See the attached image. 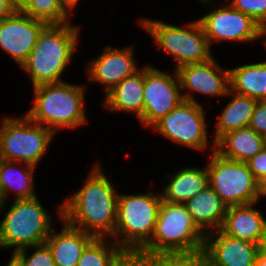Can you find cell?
<instances>
[{"instance_id": "obj_1", "label": "cell", "mask_w": 266, "mask_h": 266, "mask_svg": "<svg viewBox=\"0 0 266 266\" xmlns=\"http://www.w3.org/2000/svg\"><path fill=\"white\" fill-rule=\"evenodd\" d=\"M119 189L95 162L79 190L62 201V218L95 238L114 234Z\"/></svg>"}, {"instance_id": "obj_2", "label": "cell", "mask_w": 266, "mask_h": 266, "mask_svg": "<svg viewBox=\"0 0 266 266\" xmlns=\"http://www.w3.org/2000/svg\"><path fill=\"white\" fill-rule=\"evenodd\" d=\"M73 24H48L39 34L31 54L21 66L32 88L65 81L63 74L72 63L81 38V25Z\"/></svg>"}, {"instance_id": "obj_3", "label": "cell", "mask_w": 266, "mask_h": 266, "mask_svg": "<svg viewBox=\"0 0 266 266\" xmlns=\"http://www.w3.org/2000/svg\"><path fill=\"white\" fill-rule=\"evenodd\" d=\"M205 236L184 203L162 200L151 240L134 257L199 256Z\"/></svg>"}, {"instance_id": "obj_4", "label": "cell", "mask_w": 266, "mask_h": 266, "mask_svg": "<svg viewBox=\"0 0 266 266\" xmlns=\"http://www.w3.org/2000/svg\"><path fill=\"white\" fill-rule=\"evenodd\" d=\"M86 85L62 81L32 88L33 103L25 113L32 121L52 130L88 125L85 108ZM81 126V127H80Z\"/></svg>"}, {"instance_id": "obj_5", "label": "cell", "mask_w": 266, "mask_h": 266, "mask_svg": "<svg viewBox=\"0 0 266 266\" xmlns=\"http://www.w3.org/2000/svg\"><path fill=\"white\" fill-rule=\"evenodd\" d=\"M161 202L160 191L149 189L146 193L135 194L119 191L112 240L130 257L151 240Z\"/></svg>"}, {"instance_id": "obj_6", "label": "cell", "mask_w": 266, "mask_h": 266, "mask_svg": "<svg viewBox=\"0 0 266 266\" xmlns=\"http://www.w3.org/2000/svg\"><path fill=\"white\" fill-rule=\"evenodd\" d=\"M11 203L7 209L8 204L5 202L2 209L6 213L0 221V250L11 248L12 254L24 248L44 244L54 227L55 216L44 208L39 196L14 200Z\"/></svg>"}, {"instance_id": "obj_7", "label": "cell", "mask_w": 266, "mask_h": 266, "mask_svg": "<svg viewBox=\"0 0 266 266\" xmlns=\"http://www.w3.org/2000/svg\"><path fill=\"white\" fill-rule=\"evenodd\" d=\"M137 23L153 38L157 50H164L173 58L175 70L187 64L204 63L214 57L198 18L188 21L183 27L147 17L139 18Z\"/></svg>"}, {"instance_id": "obj_8", "label": "cell", "mask_w": 266, "mask_h": 266, "mask_svg": "<svg viewBox=\"0 0 266 266\" xmlns=\"http://www.w3.org/2000/svg\"><path fill=\"white\" fill-rule=\"evenodd\" d=\"M0 159L38 167L53 137L50 129L35 123L25 113L17 117L2 116L0 122Z\"/></svg>"}, {"instance_id": "obj_9", "label": "cell", "mask_w": 266, "mask_h": 266, "mask_svg": "<svg viewBox=\"0 0 266 266\" xmlns=\"http://www.w3.org/2000/svg\"><path fill=\"white\" fill-rule=\"evenodd\" d=\"M206 167L209 185L229 206L259 202L260 183L255 179L247 163L223 158L219 153H209Z\"/></svg>"}, {"instance_id": "obj_10", "label": "cell", "mask_w": 266, "mask_h": 266, "mask_svg": "<svg viewBox=\"0 0 266 266\" xmlns=\"http://www.w3.org/2000/svg\"><path fill=\"white\" fill-rule=\"evenodd\" d=\"M206 112L202 103L183 100L171 112L157 121L150 129L160 134L168 141L205 152L209 148L215 151V142L209 139ZM212 141V142H210Z\"/></svg>"}, {"instance_id": "obj_11", "label": "cell", "mask_w": 266, "mask_h": 266, "mask_svg": "<svg viewBox=\"0 0 266 266\" xmlns=\"http://www.w3.org/2000/svg\"><path fill=\"white\" fill-rule=\"evenodd\" d=\"M198 1L208 9V13L206 11V14H203L198 20L211 48L213 43H220V41L221 43L228 41V43L252 44L262 39L260 24L247 14L233 8L226 0Z\"/></svg>"}, {"instance_id": "obj_12", "label": "cell", "mask_w": 266, "mask_h": 266, "mask_svg": "<svg viewBox=\"0 0 266 266\" xmlns=\"http://www.w3.org/2000/svg\"><path fill=\"white\" fill-rule=\"evenodd\" d=\"M143 100V116L139 122L148 129L184 100L177 71L172 69L170 73L147 63Z\"/></svg>"}, {"instance_id": "obj_13", "label": "cell", "mask_w": 266, "mask_h": 266, "mask_svg": "<svg viewBox=\"0 0 266 266\" xmlns=\"http://www.w3.org/2000/svg\"><path fill=\"white\" fill-rule=\"evenodd\" d=\"M184 100L199 103L194 93L208 97H225L230 90L229 68H223L215 57L176 69Z\"/></svg>"}, {"instance_id": "obj_14", "label": "cell", "mask_w": 266, "mask_h": 266, "mask_svg": "<svg viewBox=\"0 0 266 266\" xmlns=\"http://www.w3.org/2000/svg\"><path fill=\"white\" fill-rule=\"evenodd\" d=\"M134 48L135 43L122 48L107 45L98 56L85 64L88 81L102 86L103 96L140 69L135 61Z\"/></svg>"}, {"instance_id": "obj_15", "label": "cell", "mask_w": 266, "mask_h": 266, "mask_svg": "<svg viewBox=\"0 0 266 266\" xmlns=\"http://www.w3.org/2000/svg\"><path fill=\"white\" fill-rule=\"evenodd\" d=\"M48 24L21 11L0 20V49L21 68Z\"/></svg>"}, {"instance_id": "obj_16", "label": "cell", "mask_w": 266, "mask_h": 266, "mask_svg": "<svg viewBox=\"0 0 266 266\" xmlns=\"http://www.w3.org/2000/svg\"><path fill=\"white\" fill-rule=\"evenodd\" d=\"M261 246L236 239L220 229L205 236L202 257L209 266H254Z\"/></svg>"}, {"instance_id": "obj_17", "label": "cell", "mask_w": 266, "mask_h": 266, "mask_svg": "<svg viewBox=\"0 0 266 266\" xmlns=\"http://www.w3.org/2000/svg\"><path fill=\"white\" fill-rule=\"evenodd\" d=\"M55 212L62 227L59 231L53 227L45 244L51 250L56 266H77L84 249L95 237L73 227L62 218V203H58Z\"/></svg>"}, {"instance_id": "obj_18", "label": "cell", "mask_w": 266, "mask_h": 266, "mask_svg": "<svg viewBox=\"0 0 266 266\" xmlns=\"http://www.w3.org/2000/svg\"><path fill=\"white\" fill-rule=\"evenodd\" d=\"M258 203L229 206L220 230L230 237L262 246L266 237V216L255 208Z\"/></svg>"}, {"instance_id": "obj_19", "label": "cell", "mask_w": 266, "mask_h": 266, "mask_svg": "<svg viewBox=\"0 0 266 266\" xmlns=\"http://www.w3.org/2000/svg\"><path fill=\"white\" fill-rule=\"evenodd\" d=\"M144 66L133 75L123 79L103 98V109L115 113L143 116Z\"/></svg>"}, {"instance_id": "obj_20", "label": "cell", "mask_w": 266, "mask_h": 266, "mask_svg": "<svg viewBox=\"0 0 266 266\" xmlns=\"http://www.w3.org/2000/svg\"><path fill=\"white\" fill-rule=\"evenodd\" d=\"M168 182L161 188V198L170 203H185L209 185V173L205 167L185 166L166 174Z\"/></svg>"}, {"instance_id": "obj_21", "label": "cell", "mask_w": 266, "mask_h": 266, "mask_svg": "<svg viewBox=\"0 0 266 266\" xmlns=\"http://www.w3.org/2000/svg\"><path fill=\"white\" fill-rule=\"evenodd\" d=\"M36 168L26 163L0 159V192L5 202L9 203L12 194L15 195L14 200L38 196L34 174Z\"/></svg>"}, {"instance_id": "obj_22", "label": "cell", "mask_w": 266, "mask_h": 266, "mask_svg": "<svg viewBox=\"0 0 266 266\" xmlns=\"http://www.w3.org/2000/svg\"><path fill=\"white\" fill-rule=\"evenodd\" d=\"M184 204L205 235L221 229L228 207L210 185Z\"/></svg>"}, {"instance_id": "obj_23", "label": "cell", "mask_w": 266, "mask_h": 266, "mask_svg": "<svg viewBox=\"0 0 266 266\" xmlns=\"http://www.w3.org/2000/svg\"><path fill=\"white\" fill-rule=\"evenodd\" d=\"M230 101L224 106L220 114L217 116L218 119L215 121V132L212 135L213 142H217L226 133L249 127L252 115L257 105V100L241 95L229 90L225 98ZM231 99H230V98Z\"/></svg>"}, {"instance_id": "obj_24", "label": "cell", "mask_w": 266, "mask_h": 266, "mask_svg": "<svg viewBox=\"0 0 266 266\" xmlns=\"http://www.w3.org/2000/svg\"><path fill=\"white\" fill-rule=\"evenodd\" d=\"M265 146V137L250 127H244L223 135L215 143V151L223 158L246 163Z\"/></svg>"}, {"instance_id": "obj_25", "label": "cell", "mask_w": 266, "mask_h": 266, "mask_svg": "<svg viewBox=\"0 0 266 266\" xmlns=\"http://www.w3.org/2000/svg\"><path fill=\"white\" fill-rule=\"evenodd\" d=\"M232 92L266 101V60L229 68Z\"/></svg>"}, {"instance_id": "obj_26", "label": "cell", "mask_w": 266, "mask_h": 266, "mask_svg": "<svg viewBox=\"0 0 266 266\" xmlns=\"http://www.w3.org/2000/svg\"><path fill=\"white\" fill-rule=\"evenodd\" d=\"M130 259L111 238H95L84 249L77 266H129Z\"/></svg>"}, {"instance_id": "obj_27", "label": "cell", "mask_w": 266, "mask_h": 266, "mask_svg": "<svg viewBox=\"0 0 266 266\" xmlns=\"http://www.w3.org/2000/svg\"><path fill=\"white\" fill-rule=\"evenodd\" d=\"M21 12L47 24L70 23L73 16L61 0H32Z\"/></svg>"}, {"instance_id": "obj_28", "label": "cell", "mask_w": 266, "mask_h": 266, "mask_svg": "<svg viewBox=\"0 0 266 266\" xmlns=\"http://www.w3.org/2000/svg\"><path fill=\"white\" fill-rule=\"evenodd\" d=\"M31 254H28L30 252ZM34 250V251H32ZM9 261L14 266H56L51 250L44 243L21 249L11 254Z\"/></svg>"}, {"instance_id": "obj_29", "label": "cell", "mask_w": 266, "mask_h": 266, "mask_svg": "<svg viewBox=\"0 0 266 266\" xmlns=\"http://www.w3.org/2000/svg\"><path fill=\"white\" fill-rule=\"evenodd\" d=\"M129 266H209L199 256H173V257H131Z\"/></svg>"}, {"instance_id": "obj_30", "label": "cell", "mask_w": 266, "mask_h": 266, "mask_svg": "<svg viewBox=\"0 0 266 266\" xmlns=\"http://www.w3.org/2000/svg\"><path fill=\"white\" fill-rule=\"evenodd\" d=\"M233 8L252 17L261 27L266 25V0H226Z\"/></svg>"}, {"instance_id": "obj_31", "label": "cell", "mask_w": 266, "mask_h": 266, "mask_svg": "<svg viewBox=\"0 0 266 266\" xmlns=\"http://www.w3.org/2000/svg\"><path fill=\"white\" fill-rule=\"evenodd\" d=\"M246 163L255 179L261 184L266 179V146Z\"/></svg>"}, {"instance_id": "obj_32", "label": "cell", "mask_w": 266, "mask_h": 266, "mask_svg": "<svg viewBox=\"0 0 266 266\" xmlns=\"http://www.w3.org/2000/svg\"><path fill=\"white\" fill-rule=\"evenodd\" d=\"M249 127L266 138V101H258Z\"/></svg>"}, {"instance_id": "obj_33", "label": "cell", "mask_w": 266, "mask_h": 266, "mask_svg": "<svg viewBox=\"0 0 266 266\" xmlns=\"http://www.w3.org/2000/svg\"><path fill=\"white\" fill-rule=\"evenodd\" d=\"M15 12L10 0H0V20L11 16Z\"/></svg>"}, {"instance_id": "obj_34", "label": "cell", "mask_w": 266, "mask_h": 266, "mask_svg": "<svg viewBox=\"0 0 266 266\" xmlns=\"http://www.w3.org/2000/svg\"><path fill=\"white\" fill-rule=\"evenodd\" d=\"M61 2L72 15L76 14L75 10L80 0H61Z\"/></svg>"}, {"instance_id": "obj_35", "label": "cell", "mask_w": 266, "mask_h": 266, "mask_svg": "<svg viewBox=\"0 0 266 266\" xmlns=\"http://www.w3.org/2000/svg\"><path fill=\"white\" fill-rule=\"evenodd\" d=\"M15 11H22L32 0H10Z\"/></svg>"}, {"instance_id": "obj_36", "label": "cell", "mask_w": 266, "mask_h": 266, "mask_svg": "<svg viewBox=\"0 0 266 266\" xmlns=\"http://www.w3.org/2000/svg\"><path fill=\"white\" fill-rule=\"evenodd\" d=\"M254 266H266V254L262 250L258 252Z\"/></svg>"}, {"instance_id": "obj_37", "label": "cell", "mask_w": 266, "mask_h": 266, "mask_svg": "<svg viewBox=\"0 0 266 266\" xmlns=\"http://www.w3.org/2000/svg\"><path fill=\"white\" fill-rule=\"evenodd\" d=\"M263 196L266 198V179L260 184V198Z\"/></svg>"}, {"instance_id": "obj_38", "label": "cell", "mask_w": 266, "mask_h": 266, "mask_svg": "<svg viewBox=\"0 0 266 266\" xmlns=\"http://www.w3.org/2000/svg\"><path fill=\"white\" fill-rule=\"evenodd\" d=\"M262 45L265 46L266 49V25L262 27Z\"/></svg>"}, {"instance_id": "obj_39", "label": "cell", "mask_w": 266, "mask_h": 266, "mask_svg": "<svg viewBox=\"0 0 266 266\" xmlns=\"http://www.w3.org/2000/svg\"><path fill=\"white\" fill-rule=\"evenodd\" d=\"M4 203H5V201L3 200L2 194L0 192V214L1 213L3 214L2 209H3ZM0 217H1V215H0Z\"/></svg>"}, {"instance_id": "obj_40", "label": "cell", "mask_w": 266, "mask_h": 266, "mask_svg": "<svg viewBox=\"0 0 266 266\" xmlns=\"http://www.w3.org/2000/svg\"><path fill=\"white\" fill-rule=\"evenodd\" d=\"M261 250L266 254V237L263 240L262 246H261Z\"/></svg>"}, {"instance_id": "obj_41", "label": "cell", "mask_w": 266, "mask_h": 266, "mask_svg": "<svg viewBox=\"0 0 266 266\" xmlns=\"http://www.w3.org/2000/svg\"><path fill=\"white\" fill-rule=\"evenodd\" d=\"M5 266H14L10 261L6 262Z\"/></svg>"}]
</instances>
